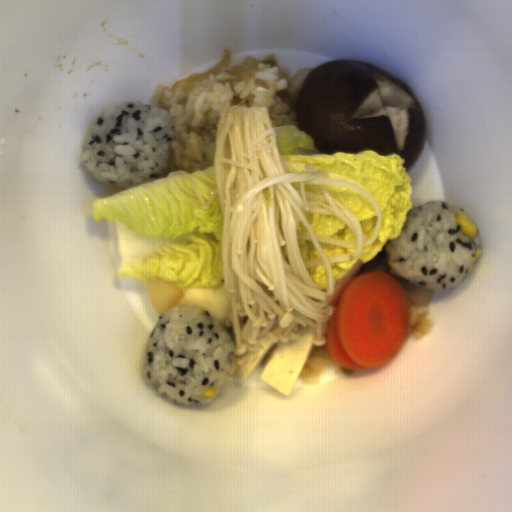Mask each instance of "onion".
<instances>
[{
    "label": "onion",
    "instance_id": "06740285",
    "mask_svg": "<svg viewBox=\"0 0 512 512\" xmlns=\"http://www.w3.org/2000/svg\"><path fill=\"white\" fill-rule=\"evenodd\" d=\"M231 65V54L228 50H223L222 58L218 64L211 69L204 72H194L187 78L176 81L170 88L181 89L186 88L196 82H204L209 75L219 74L223 71H227Z\"/></svg>",
    "mask_w": 512,
    "mask_h": 512
}]
</instances>
